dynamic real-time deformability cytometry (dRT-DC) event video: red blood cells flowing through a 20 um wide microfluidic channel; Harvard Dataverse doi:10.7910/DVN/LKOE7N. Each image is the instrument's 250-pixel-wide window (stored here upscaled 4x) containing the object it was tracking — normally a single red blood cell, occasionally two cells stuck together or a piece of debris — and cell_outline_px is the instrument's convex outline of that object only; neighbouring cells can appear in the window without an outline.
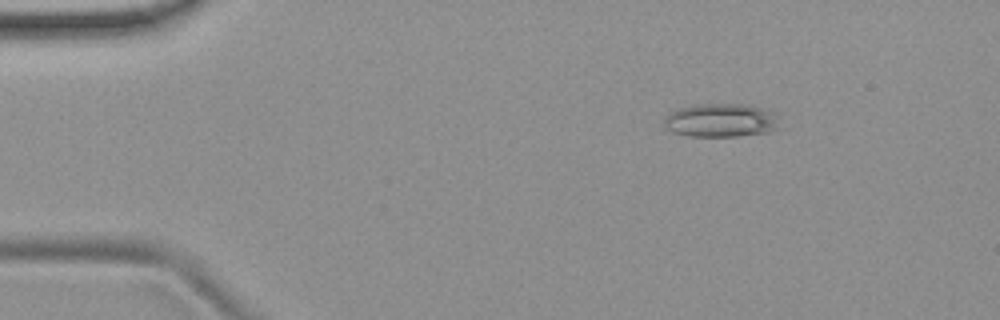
{"species": "common noctule bat (a hibernating species)", "species_latin": "Nyctalus noctula", "temperature_condition": "room temperature", "stored_images_in_passage": 51, "camera_frame_rate_fps": 3000, "um_per_image_px": 0.085, "animal": {"sex": "female", "body_mass_g": 19.9}, "frame": {"image": 1, "passage_image": 6, "time_ms": 1.667, "image_size_px": [1000, 320], "cell_outline_px": [[784, 128], [768, 132], [736, 136], [688, 136], [672, 132], [664, 128], [664, 116], [676, 108], [696, 104], [748, 104], [772, 112]], "centroid_in_image_um": [61.26, 10.23], "position_along_channel_um": 23.7, "area_um2": 22.95}}
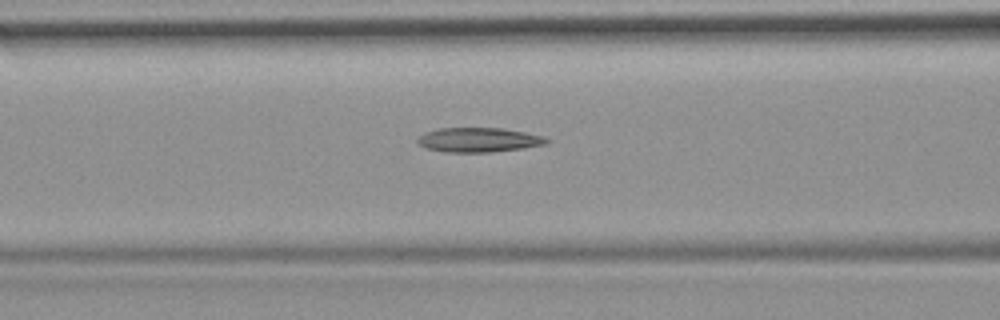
{"frame": {"image": 2, "passage_image": 20, "time_ms": 6.333, "image_size_px": [1000, 320], "cell_outline_px": [[552, 140], [548, 144], [524, 148], [492, 152], [444, 152], [424, 148], [416, 140], [420, 136], [428, 132], [440, 128], [504, 128], [544, 136]], "centroid_in_image_um": [40.75, 11.9], "position_along_channel_um": 125.8, "area_um2": 18.5}}
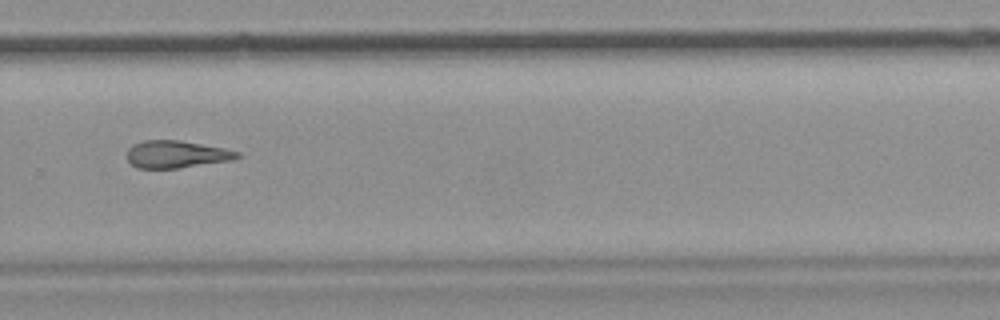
{"frame": {"image": 3, "passage_image": 35, "time_ms": 11.333, "image_size_px": [1000, 320], "cell_outline_px": [[244, 156], [232, 160], [176, 168], [136, 168], [128, 160], [128, 148], [132, 144], [144, 140], [180, 140], [224, 148], [240, 152]], "centroid_in_image_um": [15.01, 13.1], "position_along_channel_um": 314.8, "area_um2": 17.57}}